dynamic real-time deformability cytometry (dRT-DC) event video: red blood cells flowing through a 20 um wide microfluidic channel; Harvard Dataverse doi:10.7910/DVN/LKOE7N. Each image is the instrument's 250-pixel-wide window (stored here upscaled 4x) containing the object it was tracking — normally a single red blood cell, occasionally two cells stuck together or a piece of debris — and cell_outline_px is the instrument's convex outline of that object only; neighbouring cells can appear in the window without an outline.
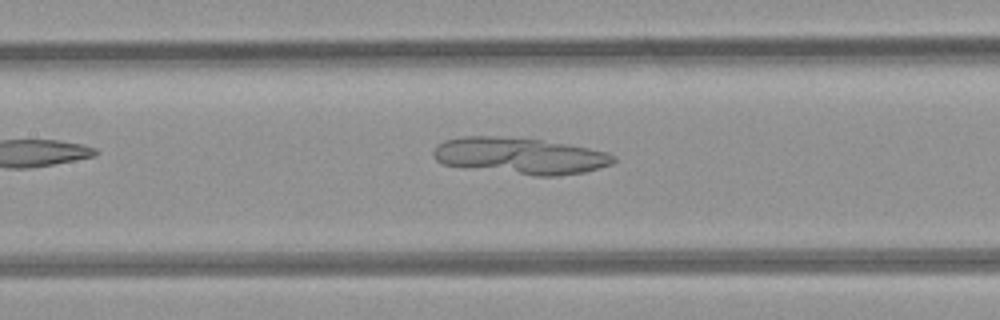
{"species": "common noctule bat (a hibernating species)", "species_latin": "Nyctalus noctula", "temperature_condition": "room temperature", "stored_images_in_passage": 7, "camera_frame_rate_fps": 3000, "um_per_image_px": 0.085, "animal": {"sex": "female", "body_mass_g": 21.9}, "frame": {"image": 1, "passage_image": 7, "time_ms": 7.0, "image_size_px": [1000, 320], "cell_outline_px": [[616, 160], [612, 164], [584, 172], [556, 176], [536, 176], [464, 168], [444, 164], [436, 160], [432, 156], [432, 152], [436, 144], [444, 140], [460, 136], [496, 136], [540, 140], [568, 144], [608, 152], [616, 156]], "centroid_in_image_um": [44.16, 13.25], "position_along_channel_um": 163.2, "area_um2": 38.61}}